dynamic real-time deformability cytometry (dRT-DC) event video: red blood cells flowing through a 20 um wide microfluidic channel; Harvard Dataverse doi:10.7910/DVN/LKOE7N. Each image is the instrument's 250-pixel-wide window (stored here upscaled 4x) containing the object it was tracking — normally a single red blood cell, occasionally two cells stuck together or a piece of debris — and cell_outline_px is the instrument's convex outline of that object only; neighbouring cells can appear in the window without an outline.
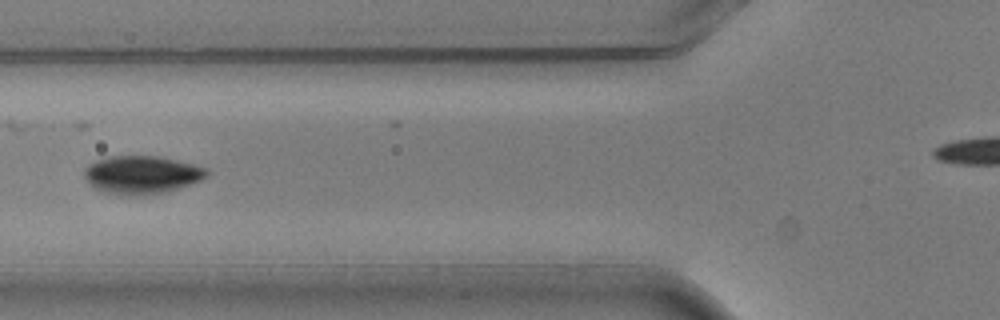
{"species": "common noctule bat (a hibernating species)", "species_latin": "Nyctalus noctula", "temperature_condition": "warm", "stored_images_in_passage": 7, "segment_of_instrument_passage": [1, 2], "camera_frame_rate_fps": 3000, "um_per_image_px": 0.085, "animal": {"sex": "male", "body_mass_g": 20.5, "forearm_length_mm": 52.5}, "frame": {"image": 1, "passage_image": 6, "time_ms": 1.667, "image_size_px": [1000, 320], "cell_outline_px": [[208, 176], [200, 180], [168, 192], [132, 196], [128, 196], [104, 192], [88, 184], [84, 176], [84, 168], [88, 164], [104, 156], [160, 156], [192, 164], [204, 168], [208, 172]], "centroid_in_image_um": [11.99, 14.85], "position_along_channel_um": 113.8, "area_um2": 27.28}}